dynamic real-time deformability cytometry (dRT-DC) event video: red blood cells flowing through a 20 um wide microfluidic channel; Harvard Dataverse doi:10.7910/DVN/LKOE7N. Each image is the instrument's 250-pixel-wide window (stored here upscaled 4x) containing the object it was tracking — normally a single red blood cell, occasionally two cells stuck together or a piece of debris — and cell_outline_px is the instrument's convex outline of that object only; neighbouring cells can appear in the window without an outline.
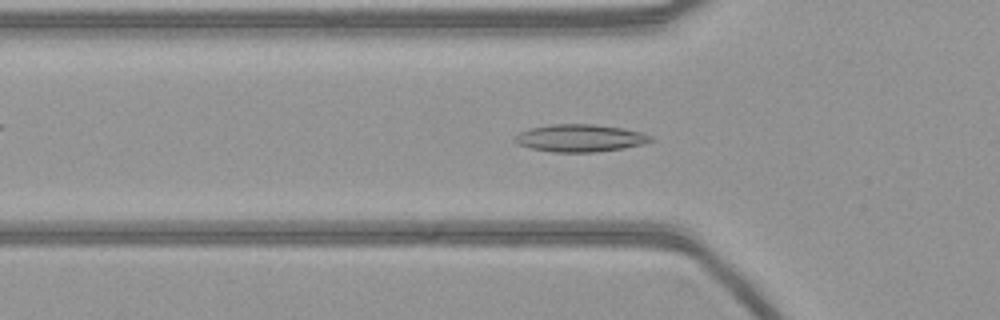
{"species": "common noctule bat (a hibernating species)", "species_latin": "Nyctalus noctula", "temperature_condition": "warm", "stored_images_in_passage": 45, "camera_frame_rate_fps": 3000, "um_per_image_px": 0.085, "animal": {"sex": "female", "body_mass_g": 21.9}, "frame": {"image": 1, "passage_image": 16, "time_ms": 5.0, "image_size_px": [1000, 320], "cell_outline_px": [[656, 140], [624, 148], [596, 152], [552, 152], [532, 148], [516, 144], [516, 136], [520, 132], [528, 128], [552, 124], [592, 124], [624, 128], [640, 132], [652, 136]], "centroid_in_image_um": [49.32, 11.73], "position_along_channel_um": 76.5, "area_um2": 21.68}}
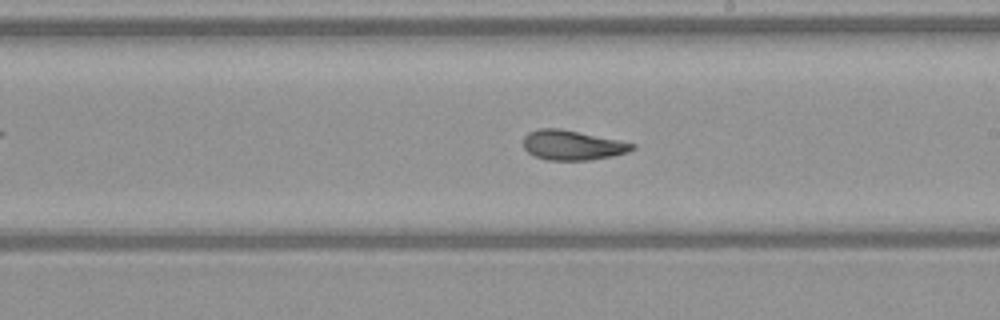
{"frame": {"image": 2, "passage_image": 29, "time_ms": 9.333, "image_size_px": [1000, 320], "cell_outline_px": [[636, 148], [628, 152], [612, 156], [588, 160], [548, 160], [536, 156], [528, 152], [524, 148], [524, 136], [528, 132], [540, 128], [560, 128], [636, 144]], "centroid_in_image_um": [48.64, 12.34], "position_along_channel_um": 240.4, "area_um2": 18.73}}
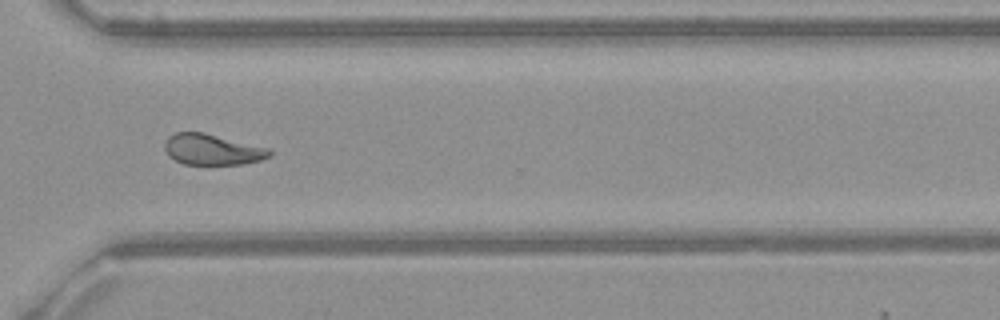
{"frame": {"image": 3, "passage_image": 38, "time_ms": 12.333, "image_size_px": [1000, 320], "cell_outline_px": [[272, 156], [260, 160], [244, 164], [184, 164], [168, 156], [164, 148], [164, 144], [168, 136], [176, 132], [204, 132], [268, 148], [272, 152]], "centroid_in_image_um": [18.03, 12.71], "position_along_channel_um": 352.6, "area_um2": 18.84}}